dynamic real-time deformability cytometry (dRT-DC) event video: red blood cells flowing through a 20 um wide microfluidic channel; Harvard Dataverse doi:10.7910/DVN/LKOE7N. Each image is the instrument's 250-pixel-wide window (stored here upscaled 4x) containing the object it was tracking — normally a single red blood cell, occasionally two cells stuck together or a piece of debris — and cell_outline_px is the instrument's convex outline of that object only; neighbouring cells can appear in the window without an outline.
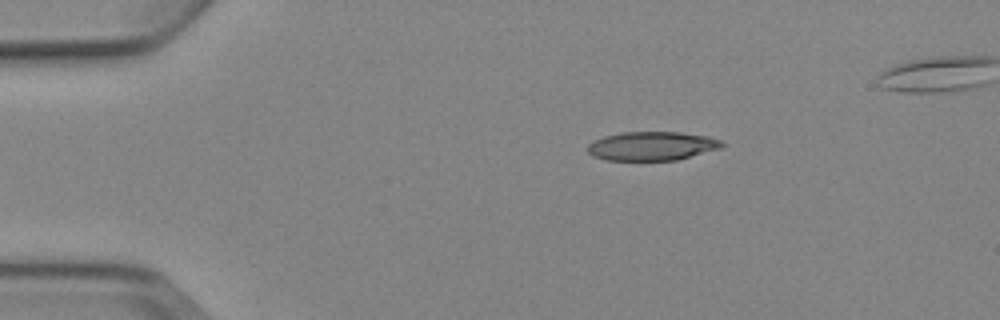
{"species": "Egyptian fruit bat (a non-hibernating species)", "species_latin": "Rousettus aegyptiacus", "temperature_condition": "cold", "stored_images_in_passage": 4, "camera_frame_rate_fps": 3000, "um_per_image_px": 0.085, "animal": {"sex": "female"}, "frame": {"image": 1, "passage_image": 1, "time_ms": 0.0, "image_size_px": [1000, 320], "cell_outline_px": [[724, 144], [720, 148], [676, 160], [604, 160], [592, 156], [588, 152], [588, 144], [604, 136], [620, 132], [680, 132], [708, 136], [720, 140]], "centroid_in_image_um": [55.39, 12.41], "position_along_channel_um": 29.6, "area_um2": 22.48}}
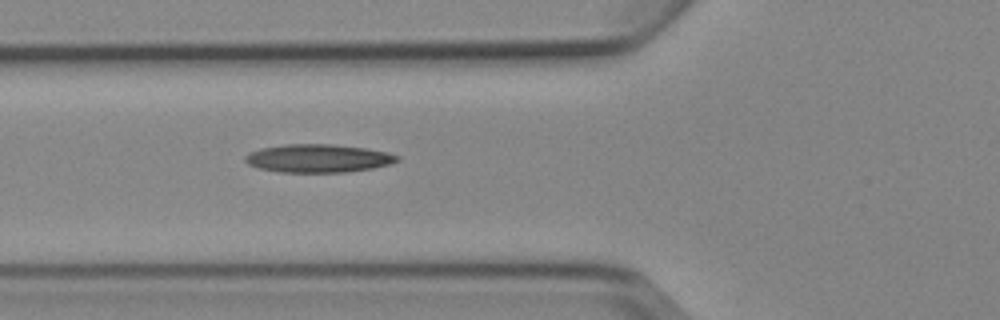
{"frame": {"image": 2, "passage_image": 4, "time_ms": 3.333, "image_size_px": [1000, 320], "cell_outline_px": [[400, 160], [392, 164], [372, 168], [348, 172], [280, 172], [260, 168], [248, 164], [244, 160], [244, 156], [248, 152], [260, 148], [284, 144], [332, 144], [364, 148], [388, 152], [400, 156]], "centroid_in_image_um": [27.05, 13.45], "position_along_channel_um": 98.8, "area_um2": 25.14}}